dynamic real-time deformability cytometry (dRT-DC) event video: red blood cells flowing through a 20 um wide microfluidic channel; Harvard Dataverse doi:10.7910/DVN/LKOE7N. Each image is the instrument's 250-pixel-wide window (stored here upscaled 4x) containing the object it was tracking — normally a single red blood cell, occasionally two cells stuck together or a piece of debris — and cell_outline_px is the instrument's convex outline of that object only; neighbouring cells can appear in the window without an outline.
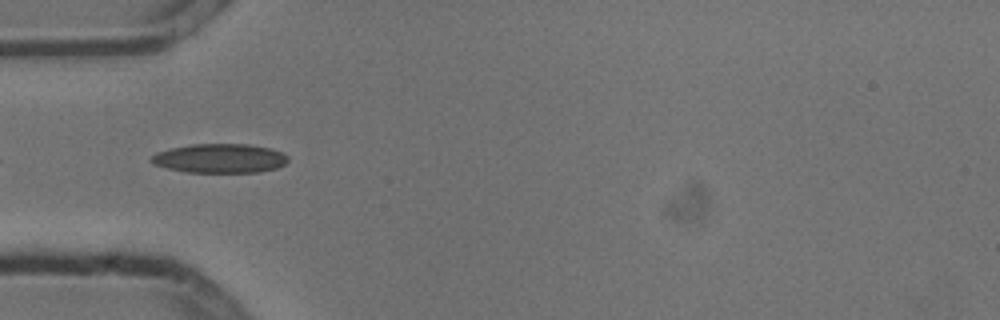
{"species": "common noctule bat (a hibernating species)", "species_latin": "Nyctalus noctula", "temperature_condition": "cold", "stored_images_in_passage": 6, "camera_frame_rate_fps": 3000, "um_per_image_px": 0.085, "animal": {"sex": "male", "body_mass_g": 13.3}, "frame": {"image": 1, "passage_image": 3, "time_ms": 0.667, "image_size_px": [1000, 320], "cell_outline_px": [[288, 160], [284, 164], [276, 168], [260, 172], [184, 172], [152, 164], [148, 160], [156, 152], [168, 148], [192, 144], [248, 144], [272, 148], [288, 156]], "centroid_in_image_um": [18.65, 13.45], "position_along_channel_um": 66.4, "area_um2": 23.41}}
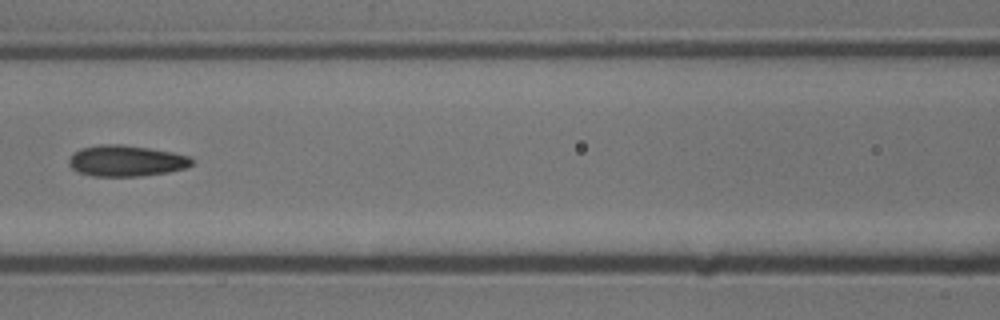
{"frame": {"image": 2, "passage_image": 5, "time_ms": 1.333, "image_size_px": [1000, 320], "cell_outline_px": [[196, 160], [192, 164], [184, 168], [168, 172], [140, 176], [92, 176], [80, 172], [72, 168], [68, 164], [68, 160], [80, 148], [100, 144], [120, 144], [148, 148], [172, 152], [192, 156]], "centroid_in_image_um": [10.76, 13.67], "position_along_channel_um": 155.8, "area_um2": 22.25}}
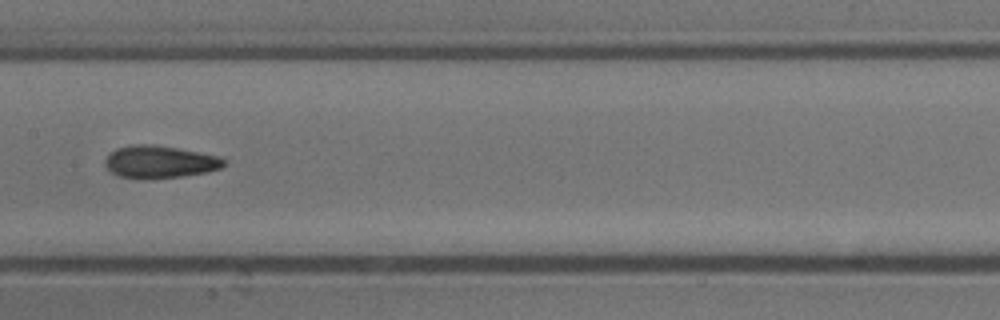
{"frame": {"image": 3, "passage_image": 6, "time_ms": 1.667, "image_size_px": [1000, 320], "cell_outline_px": [[228, 160], [220, 168], [208, 172], [180, 176], [120, 176], [112, 172], [104, 164], [108, 156], [116, 148], [132, 144], [156, 144], [220, 156]], "centroid_in_image_um": [13.64, 13.7], "position_along_channel_um": 193.8, "area_um2": 21.73}}